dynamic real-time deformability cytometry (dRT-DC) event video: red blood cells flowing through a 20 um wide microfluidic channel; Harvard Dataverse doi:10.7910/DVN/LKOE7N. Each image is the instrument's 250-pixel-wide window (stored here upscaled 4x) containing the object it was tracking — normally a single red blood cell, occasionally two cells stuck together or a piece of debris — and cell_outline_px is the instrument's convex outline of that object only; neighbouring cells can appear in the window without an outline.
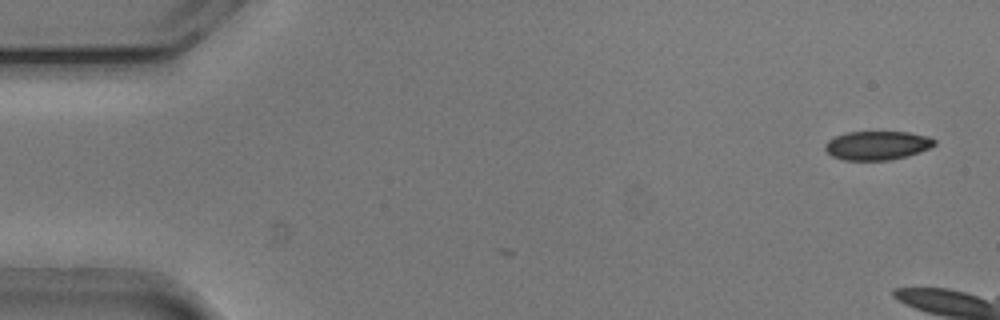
{"species": "common noctule bat (a hibernating species)", "species_latin": "Nyctalus noctula", "temperature_condition": "cold", "stored_images_in_passage": 7, "camera_frame_rate_fps": 3000, "um_per_image_px": 0.085, "animal": {"sex": "male", "body_mass_g": 20.5, "forearm_length_mm": 52.5}, "frame": {"image": 1, "passage_image": 7, "time_ms": 2.0, "image_size_px": [1000, 320], "cell_outline_px": [[936, 144], [920, 152], [908, 156], [888, 160], [844, 160], [832, 156], [824, 148], [824, 144], [828, 140], [836, 136], [848, 132], [908, 132], [928, 136], [936, 140]], "centroid_in_image_um": [74.57, 12.36], "position_along_channel_um": 10.4, "area_um2": 18.38}}